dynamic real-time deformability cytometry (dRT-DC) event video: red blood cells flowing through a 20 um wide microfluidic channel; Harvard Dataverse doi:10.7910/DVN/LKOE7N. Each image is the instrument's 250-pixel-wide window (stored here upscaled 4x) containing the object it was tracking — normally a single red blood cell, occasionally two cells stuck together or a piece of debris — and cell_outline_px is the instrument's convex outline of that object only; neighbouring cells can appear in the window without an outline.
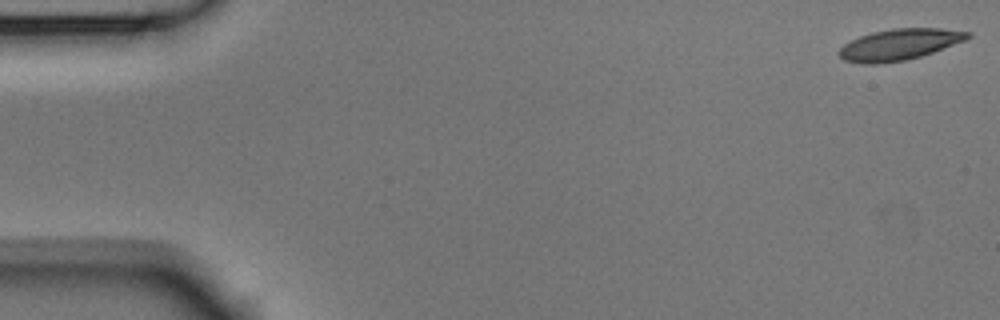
{"species": "Egyptian fruit bat (a non-hibernating species)", "species_latin": "Rousettus aegyptiacus", "temperature_condition": "room temperature", "stored_images_in_passage": 16, "camera_frame_rate_fps": 3000, "um_per_image_px": 0.085, "animal": {"sex": "male"}, "frame": {"image": 1, "passage_image": 1, "time_ms": 0.0, "image_size_px": [1000, 320], "cell_outline_px": [[972, 36], [964, 40], [932, 52], [908, 60], [876, 64], [864, 64], [844, 60], [836, 52], [844, 44], [860, 36], [872, 32], [892, 28], [940, 28], [972, 32]], "centroid_in_image_um": [76.42, 3.78], "position_along_channel_um": 8.6, "area_um2": 23.29}}
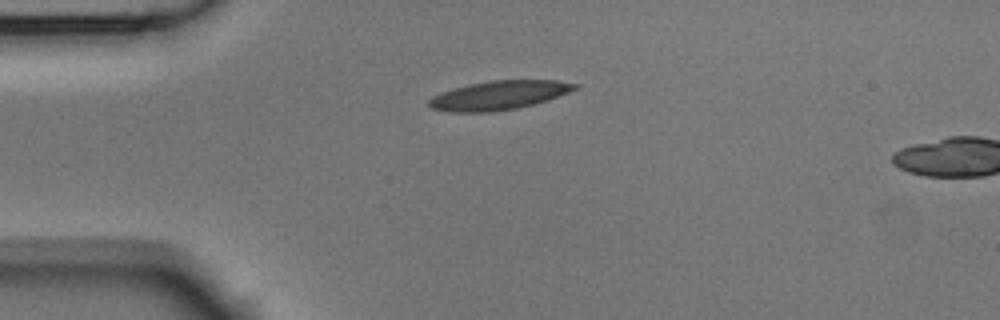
{"frame": {"image": 2, "passage_image": 13, "time_ms": 4.0, "image_size_px": [1000, 320], "cell_outline_px": [[580, 88], [548, 100], [516, 108], [492, 112], [448, 112], [432, 108], [428, 104], [428, 100], [432, 96], [440, 92], [452, 88], [468, 84], [488, 80], [556, 80], [580, 84]], "centroid_in_image_um": [42.41, 8.09], "position_along_channel_um": 42.6, "area_um2": 24.85}}